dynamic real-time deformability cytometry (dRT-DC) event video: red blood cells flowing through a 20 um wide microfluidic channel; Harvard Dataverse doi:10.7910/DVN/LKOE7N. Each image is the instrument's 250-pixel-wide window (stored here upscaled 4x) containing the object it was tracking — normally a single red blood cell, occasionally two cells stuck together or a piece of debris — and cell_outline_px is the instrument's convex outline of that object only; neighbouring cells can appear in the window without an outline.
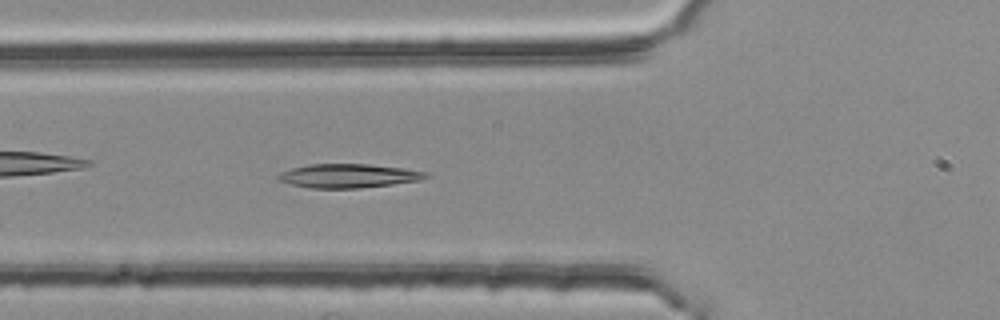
{"species": "common noctule bat (a hibernating species)", "species_latin": "Nyctalus noctula", "temperature_condition": "room temperature", "stored_images_in_passage": 40, "camera_frame_rate_fps": 3000, "um_per_image_px": 0.085, "animal": {"sex": "female", "body_mass_g": 25.1}, "frame": {"image": 1, "passage_image": 15, "time_ms": 4.667, "image_size_px": [1000, 320], "cell_outline_px": [[432, 176], [420, 180], [392, 184], [356, 188], [308, 188], [276, 180], [276, 176], [280, 172], [292, 168], [308, 164], [368, 164], [404, 168], [428, 172]], "centroid_in_image_um": [29.61, 14.94], "position_along_channel_um": 96.2, "area_um2": 20.63}}
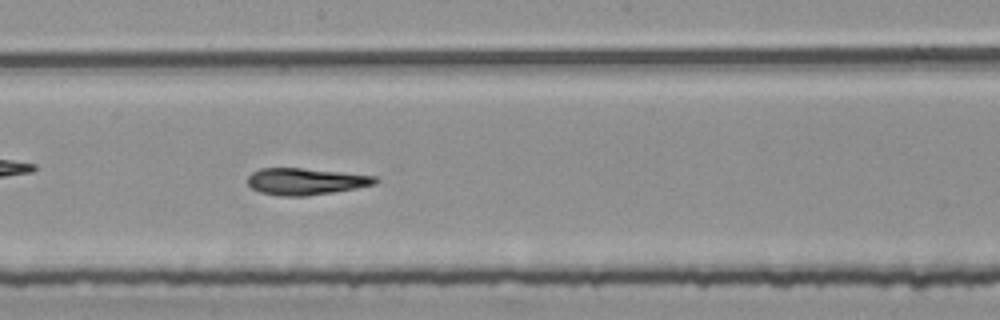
{"frame": {"image": 2, "passage_image": 25, "time_ms": 8.0, "image_size_px": [1000, 320], "cell_outline_px": [[380, 180], [376, 184], [356, 188], [332, 192], [304, 196], [280, 196], [260, 192], [252, 188], [248, 184], [248, 176], [252, 172], [260, 168], [304, 168], [376, 176]], "centroid_in_image_um": [25.98, 15.42], "position_along_channel_um": 222.2, "area_um2": 19.83}}
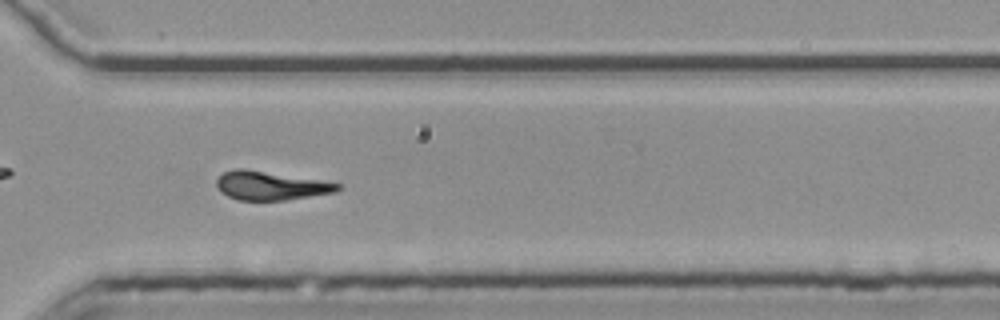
{"frame": {"image": 3, "passage_image": 35, "time_ms": 11.333, "image_size_px": [1000, 320], "cell_outline_px": [[344, 188], [336, 192], [284, 200], [236, 200], [228, 196], [216, 184], [216, 180], [224, 172], [236, 168], [244, 168], [320, 180], [340, 184]], "centroid_in_image_um": [23.03, 15.78], "position_along_channel_um": 347.6, "area_um2": 20.06}}